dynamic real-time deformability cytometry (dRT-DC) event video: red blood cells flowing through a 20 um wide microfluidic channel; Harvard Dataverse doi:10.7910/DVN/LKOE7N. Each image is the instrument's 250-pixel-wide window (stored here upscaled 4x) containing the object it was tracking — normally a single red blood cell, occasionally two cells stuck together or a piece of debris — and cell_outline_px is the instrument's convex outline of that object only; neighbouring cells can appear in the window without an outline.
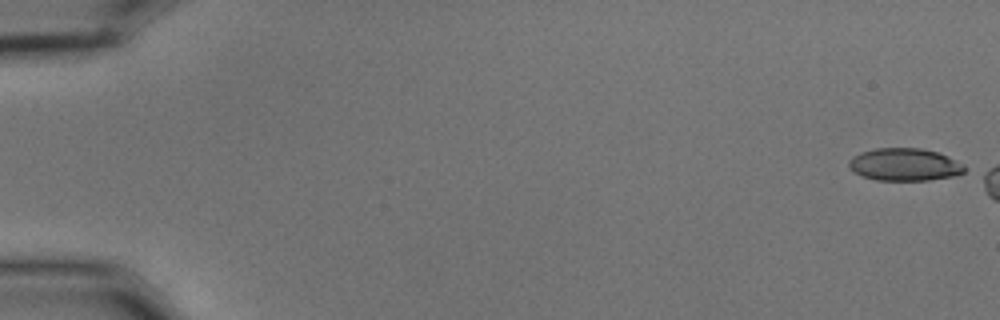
{"species": "common noctule bat (a hibernating species)", "species_latin": "Nyctalus noctula", "temperature_condition": "cold", "stored_images_in_passage": 7, "camera_frame_rate_fps": 3000, "um_per_image_px": 0.085, "animal": {"sex": "male", "body_mass_g": 15.6}, "frame": {"image": 1, "passage_image": 1, "time_ms": 0.0, "image_size_px": [1000, 320], "cell_outline_px": [[964, 172], [956, 176], [928, 180], [876, 180], [864, 176], [856, 172], [848, 164], [848, 160], [852, 156], [860, 152], [876, 148], [920, 148], [936, 152], [948, 156], [964, 164]], "centroid_in_image_um": [76.9, 13.98], "position_along_channel_um": 8.1, "area_um2": 21.85}}